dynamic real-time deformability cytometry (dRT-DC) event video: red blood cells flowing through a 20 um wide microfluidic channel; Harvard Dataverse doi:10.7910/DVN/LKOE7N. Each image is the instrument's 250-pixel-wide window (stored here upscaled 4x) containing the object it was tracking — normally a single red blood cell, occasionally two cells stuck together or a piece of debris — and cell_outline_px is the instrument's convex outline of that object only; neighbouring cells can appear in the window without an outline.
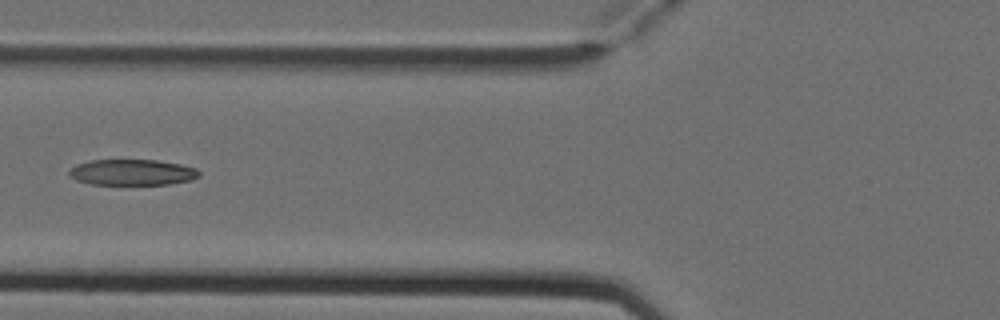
{"species": "Egyptian fruit bat (a non-hibernating species)", "species_latin": "Rousettus aegyptiacus", "temperature_condition": "cold", "stored_images_in_passage": 6, "camera_frame_rate_fps": 3000, "um_per_image_px": 0.085, "animal": {"sex": "female"}, "frame": {"image": 1, "passage_image": 6, "time_ms": 1.667, "image_size_px": [1000, 320], "cell_outline_px": [[200, 176], [188, 180], [168, 184], [92, 184], [76, 180], [68, 172], [76, 164], [88, 160], [156, 160], [180, 164], [196, 168], [200, 172]], "centroid_in_image_um": [11.23, 14.64], "position_along_channel_um": 114.6, "area_um2": 19.42}}